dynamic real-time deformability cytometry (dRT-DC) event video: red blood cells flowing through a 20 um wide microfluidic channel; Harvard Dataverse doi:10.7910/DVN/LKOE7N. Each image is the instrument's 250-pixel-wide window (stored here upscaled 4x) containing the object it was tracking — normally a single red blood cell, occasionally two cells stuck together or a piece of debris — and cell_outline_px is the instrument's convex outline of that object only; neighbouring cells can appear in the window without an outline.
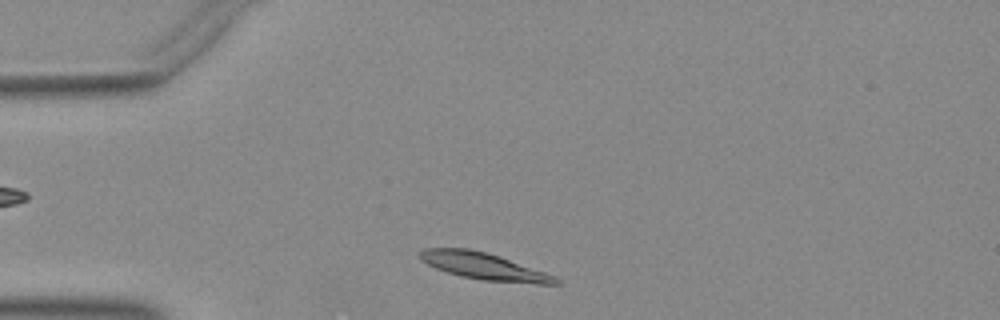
{"species": "Egyptian fruit bat (a non-hibernating species)", "species_latin": "Rousettus aegyptiacus", "temperature_condition": "warm", "stored_images_in_passage": 35, "camera_frame_rate_fps": 3000, "um_per_image_px": 0.085, "animal": {"sex": "female"}, "frame": {"image": 1, "passage_image": 2, "time_ms": 0.333, "image_size_px": [1000, 320], "cell_outline_px": [[560, 284], [536, 284], [480, 280], [460, 276], [436, 268], [420, 260], [416, 252], [424, 248], [468, 248], [500, 256], [556, 276], [560, 280]], "centroid_in_image_um": [41.11, 22.63], "position_along_channel_um": 43.9, "area_um2": 21.39}}
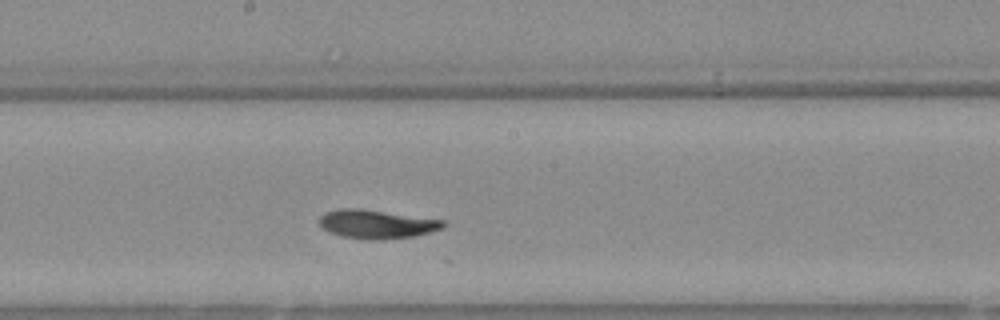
{"frame": {"image": 2, "passage_image": 17, "time_ms": 5.333, "image_size_px": [1000, 320], "cell_outline_px": [[448, 224], [444, 228], [416, 236], [380, 240], [368, 240], [344, 236], [328, 232], [320, 224], [320, 216], [324, 212], [340, 208], [360, 208], [444, 220]], "centroid_in_image_um": [32.05, 19.05], "position_along_channel_um": 216.2, "area_um2": 20.87}}
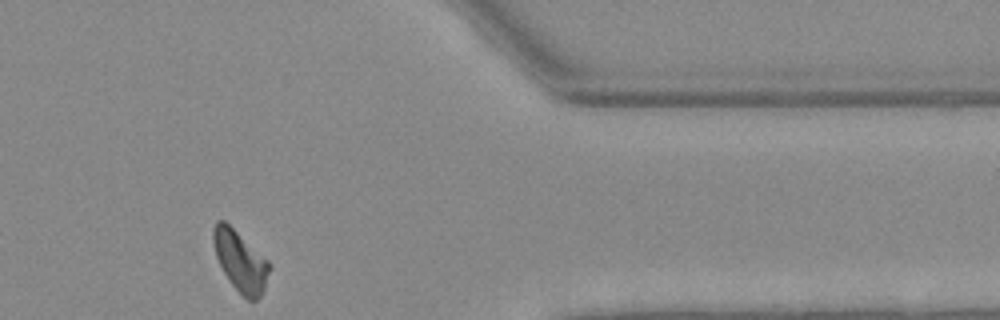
{"frame": {"image": 3, "passage_image": 32, "time_ms": 10.333, "image_size_px": [1000, 320], "cell_outline_px": [[272, 268], [264, 288], [260, 296], [256, 300], [248, 300], [232, 284], [224, 272], [216, 256], [212, 240], [212, 228], [216, 220], [224, 220], [268, 260], [272, 264]], "centroid_in_image_um": [20.44, 22.17], "position_along_channel_um": 391.0, "area_um2": 19.65}}